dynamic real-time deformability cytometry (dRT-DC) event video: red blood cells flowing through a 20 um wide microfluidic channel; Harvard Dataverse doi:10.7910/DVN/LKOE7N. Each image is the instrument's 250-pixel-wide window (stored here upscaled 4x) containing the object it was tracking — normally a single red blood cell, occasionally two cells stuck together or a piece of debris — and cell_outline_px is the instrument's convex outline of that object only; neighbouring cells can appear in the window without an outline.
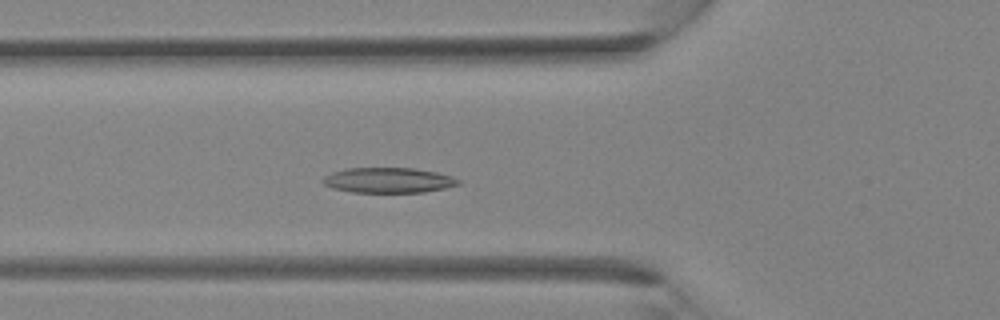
{"species": "Egyptian fruit bat (a non-hibernating species)", "species_latin": "Rousettus aegyptiacus", "temperature_condition": "room temperature", "stored_images_in_passage": 22, "camera_frame_rate_fps": 3000, "um_per_image_px": 0.085, "animal": {"sex": "female"}, "frame": {"image": 1, "passage_image": 5, "time_ms": 1.333, "image_size_px": [1000, 320], "cell_outline_px": [[460, 184], [444, 188], [424, 192], [352, 192], [332, 188], [324, 184], [320, 180], [324, 176], [332, 172], [348, 168], [412, 168], [436, 172], [452, 176], [460, 180]], "centroid_in_image_um": [32.99, 15.32], "position_along_channel_um": 92.8, "area_um2": 19.88}}
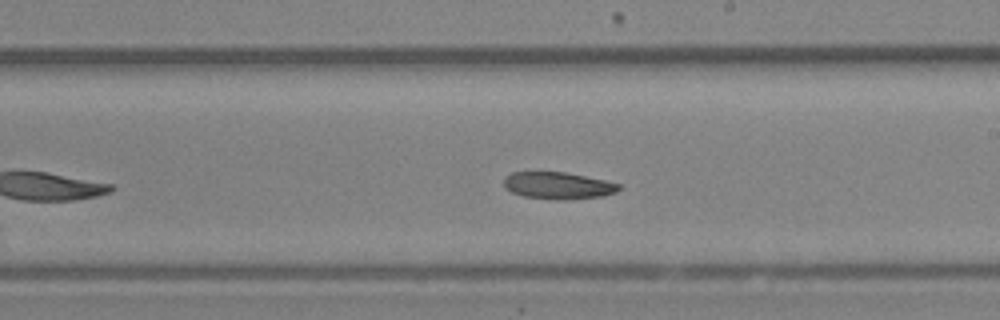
{"frame": {"image": 2, "passage_image": 13, "time_ms": 4.0, "image_size_px": [1000, 320], "cell_outline_px": [[620, 188], [616, 192], [604, 196], [564, 200], [560, 200], [524, 196], [512, 192], [504, 184], [504, 176], [512, 172], [564, 172], [604, 180], [620, 184]], "centroid_in_image_um": [47.44, 15.77], "position_along_channel_um": 241.6, "area_um2": 17.92}}
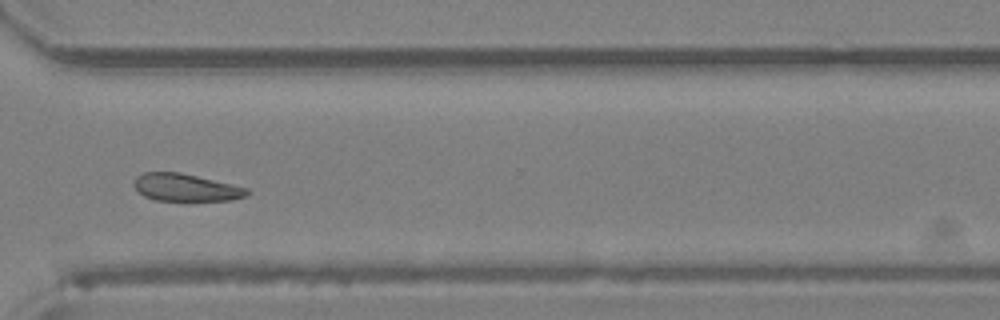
{"frame": {"image": 3, "passage_image": 19, "time_ms": 6.0, "image_size_px": [1000, 320], "cell_outline_px": [[252, 192], [248, 196], [232, 200], [156, 200], [144, 196], [132, 184], [132, 180], [136, 176], [144, 172], [180, 172], [232, 184], [248, 188]], "centroid_in_image_um": [15.81, 15.93], "position_along_channel_um": 354.8, "area_um2": 18.15}}